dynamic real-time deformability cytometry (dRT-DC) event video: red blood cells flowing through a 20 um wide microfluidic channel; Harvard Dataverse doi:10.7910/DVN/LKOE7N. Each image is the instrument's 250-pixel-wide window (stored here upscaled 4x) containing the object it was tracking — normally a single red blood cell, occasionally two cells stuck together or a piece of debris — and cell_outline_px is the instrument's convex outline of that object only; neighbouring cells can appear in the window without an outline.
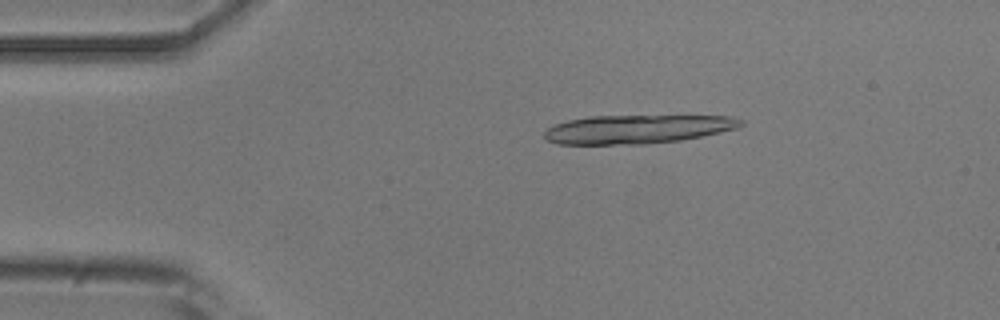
{"species": "common noctule bat (a hibernating species)", "species_latin": "Nyctalus noctula", "temperature_condition": "room temperature", "stored_images_in_passage": 4, "camera_frame_rate_fps": 3000, "um_per_image_px": 0.085, "animal": {"sex": "male", "body_mass_g": 20.5, "forearm_length_mm": 52.5}, "frame": {"image": 1, "passage_image": 3, "time_ms": 2.333, "image_size_px": [1000, 320], "cell_outline_px": [[744, 124], [740, 128], [680, 140], [644, 144], [556, 144], [548, 140], [544, 136], [544, 132], [548, 128], [556, 124], [568, 120], [588, 116], [732, 116], [744, 120]], "centroid_in_image_um": [54.2, 10.97], "position_along_channel_um": 30.8, "area_um2": 32.83}}